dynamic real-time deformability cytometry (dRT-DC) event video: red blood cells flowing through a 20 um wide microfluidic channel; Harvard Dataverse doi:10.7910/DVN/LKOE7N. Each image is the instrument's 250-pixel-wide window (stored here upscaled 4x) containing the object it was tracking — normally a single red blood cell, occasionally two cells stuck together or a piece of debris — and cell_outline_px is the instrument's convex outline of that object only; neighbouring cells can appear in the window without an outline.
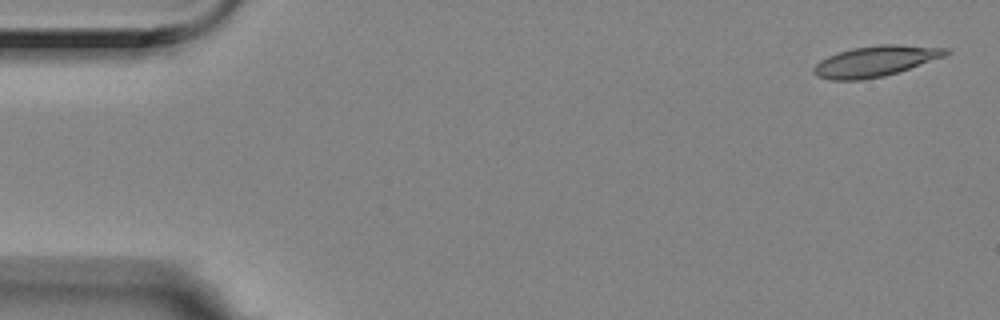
{"species": "Egyptian fruit bat (a non-hibernating species)", "species_latin": "Rousettus aegyptiacus", "temperature_condition": "room temperature", "stored_images_in_passage": 4, "camera_frame_rate_fps": 3000, "um_per_image_px": 0.085, "animal": {"sex": "female"}, "frame": {"image": 1, "passage_image": 1, "time_ms": 0.0, "image_size_px": [1000, 320], "cell_outline_px": [[952, 52], [944, 56], [884, 76], [860, 80], [832, 80], [816, 76], [812, 72], [812, 68], [820, 60], [828, 56], [852, 48], [880, 44], [896, 44], [952, 48]], "centroid_in_image_um": [74.4, 5.19], "position_along_channel_um": 10.6, "area_um2": 23.52}}
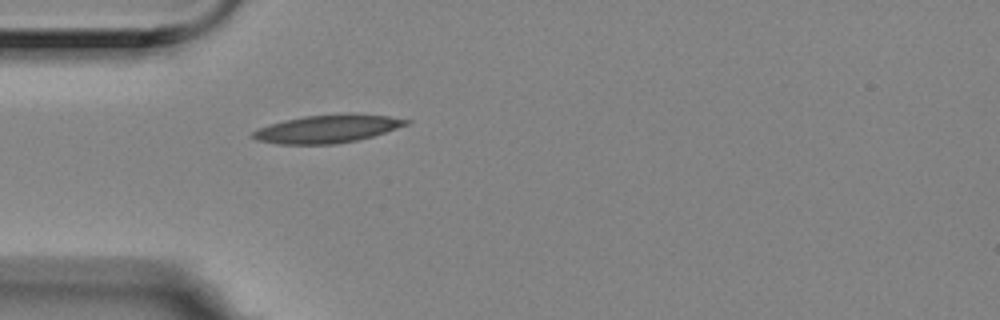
{"frame": {"image": 2, "passage_image": 4, "time_ms": 1.0, "image_size_px": [1000, 320], "cell_outline_px": [[412, 120], [408, 124], [372, 136], [356, 140], [336, 144], [276, 144], [256, 140], [252, 136], [252, 132], [256, 128], [284, 120], [304, 116], [348, 112], [352, 112], [388, 116]], "centroid_in_image_um": [27.81, 10.93], "position_along_channel_um": 57.2, "area_um2": 25.26}}